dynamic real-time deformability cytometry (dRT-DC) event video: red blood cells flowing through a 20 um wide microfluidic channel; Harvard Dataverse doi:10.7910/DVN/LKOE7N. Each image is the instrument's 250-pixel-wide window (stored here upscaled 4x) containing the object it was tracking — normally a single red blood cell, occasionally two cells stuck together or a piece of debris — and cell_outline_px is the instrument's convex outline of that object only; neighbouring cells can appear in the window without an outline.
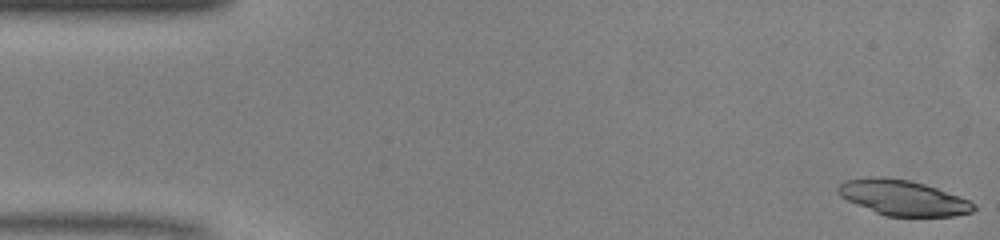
{"species": "common noctule bat (a hibernating species)", "species_latin": "Nyctalus noctula", "temperature_condition": "warm", "stored_images_in_passage": 7, "camera_frame_rate_fps": 3000, "um_per_image_px": 0.085, "animal": {"sex": "male", "body_mass_g": 13.0, "forearm_length_mm": 53.1}, "frame": {"image": 1, "passage_image": 1, "time_ms": 0.0, "image_size_px": [1000, 240], "cell_outline_px": [[976, 208], [972, 212], [956, 216], [884, 216], [856, 204], [840, 196], [836, 192], [836, 188], [844, 180], [868, 176], [884, 176], [908, 180], [924, 184], [936, 188], [968, 200], [976, 204]], "centroid_in_image_um": [76.71, 16.8], "position_along_channel_um": 8.3, "area_um2": 27.98}}